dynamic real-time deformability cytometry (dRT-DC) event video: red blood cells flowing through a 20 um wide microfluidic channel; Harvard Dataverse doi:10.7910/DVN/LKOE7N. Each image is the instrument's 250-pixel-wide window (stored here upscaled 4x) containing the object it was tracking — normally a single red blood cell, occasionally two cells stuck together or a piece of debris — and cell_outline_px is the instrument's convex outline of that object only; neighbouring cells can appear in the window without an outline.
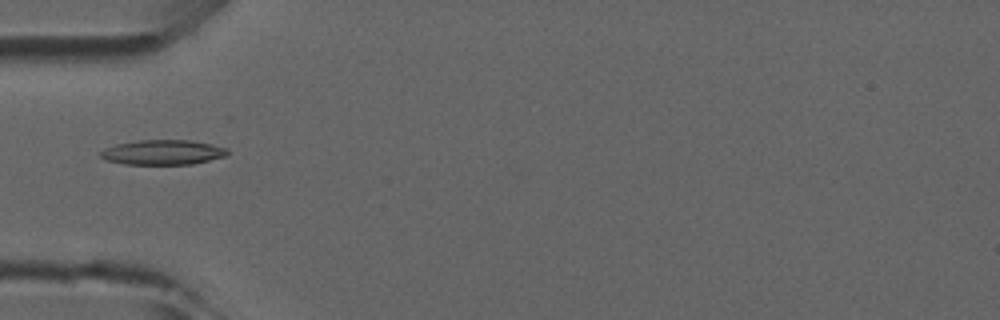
{"species": "common noctule bat (a hibernating species)", "species_latin": "Nyctalus noctula", "temperature_condition": "room temperature", "stored_images_in_passage": 6, "camera_frame_rate_fps": 3000, "um_per_image_px": 0.085, "animal": {"sex": "male", "forearm_length_mm": 52.5}, "frame": {"image": 1, "passage_image": 4, "time_ms": 4.667, "image_size_px": [1000, 320], "cell_outline_px": [[228, 156], [192, 164], [124, 164], [108, 160], [100, 156], [100, 152], [104, 148], [116, 144], [140, 140], [192, 140], [212, 144], [228, 148]], "centroid_in_image_um": [13.88, 12.94], "position_along_channel_um": 71.1, "area_um2": 18.44}}
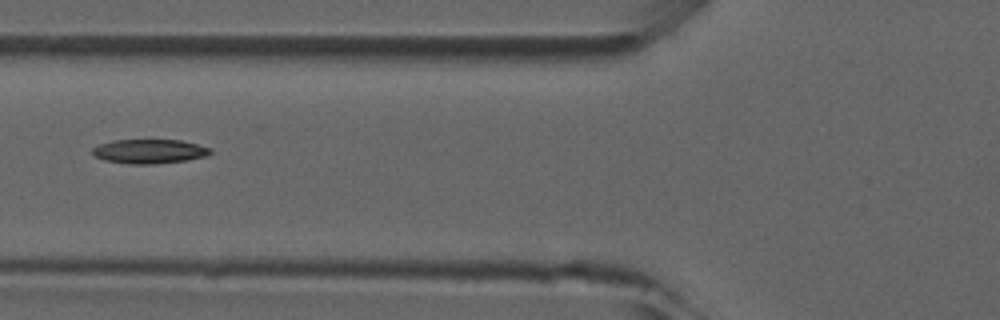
{"frame": {"image": 2, "passage_image": 5, "time_ms": 5.667, "image_size_px": [1000, 320], "cell_outline_px": [[212, 152], [208, 156], [188, 160], [156, 164], [128, 164], [104, 160], [96, 156], [92, 152], [92, 148], [100, 144], [112, 140], [180, 140], [212, 148]], "centroid_in_image_um": [12.73, 12.87], "position_along_channel_um": 113.1, "area_um2": 16.76}}
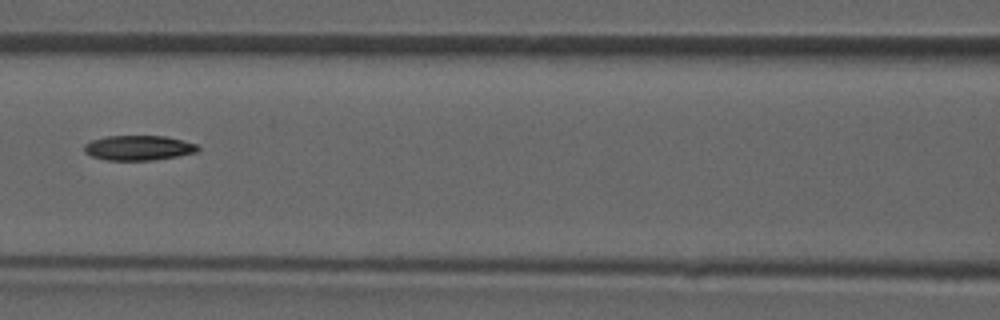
{"frame": {"image": 3, "passage_image": 6, "time_ms": 6.667, "image_size_px": [1000, 320], "cell_outline_px": [[200, 148], [196, 152], [176, 156], [152, 160], [108, 160], [92, 156], [84, 152], [84, 144], [92, 140], [104, 136], [164, 136], [184, 140], [196, 144]], "centroid_in_image_um": [11.76, 12.56], "position_along_channel_um": 154.8, "area_um2": 16.42}}